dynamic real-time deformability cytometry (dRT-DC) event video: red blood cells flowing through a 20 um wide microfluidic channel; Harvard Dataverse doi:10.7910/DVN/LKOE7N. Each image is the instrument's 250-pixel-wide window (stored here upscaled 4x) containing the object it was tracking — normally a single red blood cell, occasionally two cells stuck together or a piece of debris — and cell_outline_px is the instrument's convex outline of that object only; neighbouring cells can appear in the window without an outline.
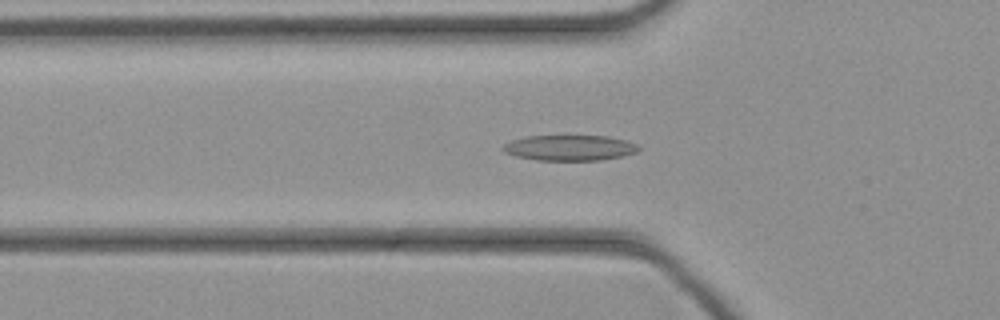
{"species": "common noctule bat (a hibernating species)", "species_latin": "Nyctalus noctula", "temperature_condition": "cold", "stored_images_in_passage": 44, "segment_of_instrument_passage": [1, 2], "camera_frame_rate_fps": 3000, "um_per_image_px": 0.085, "animal": {"sex": "female", "body_mass_g": 21.9}, "frame": {"image": 1, "passage_image": 13, "time_ms": 4.0, "image_size_px": [1000, 320], "cell_outline_px": [[640, 148], [636, 152], [620, 156], [600, 160], [536, 160], [516, 156], [504, 152], [500, 148], [504, 144], [512, 140], [524, 136], [608, 136], [628, 140], [636, 144]], "centroid_in_image_um": [48.39, 12.56], "position_along_channel_um": 77.4, "area_um2": 20.17}}
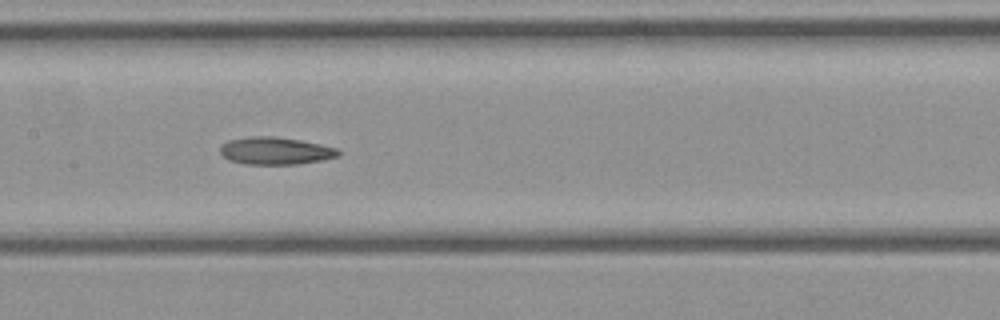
{"frame": {"image": 2, "passage_image": 20, "time_ms": 6.333, "image_size_px": [1000, 320], "cell_outline_px": [[340, 156], [324, 160], [296, 164], [244, 164], [228, 160], [220, 152], [220, 148], [228, 140], [252, 136], [276, 136], [300, 140], [320, 144], [336, 148], [340, 152]], "centroid_in_image_um": [23.43, 12.82], "position_along_channel_um": 184.0, "area_um2": 18.9}}
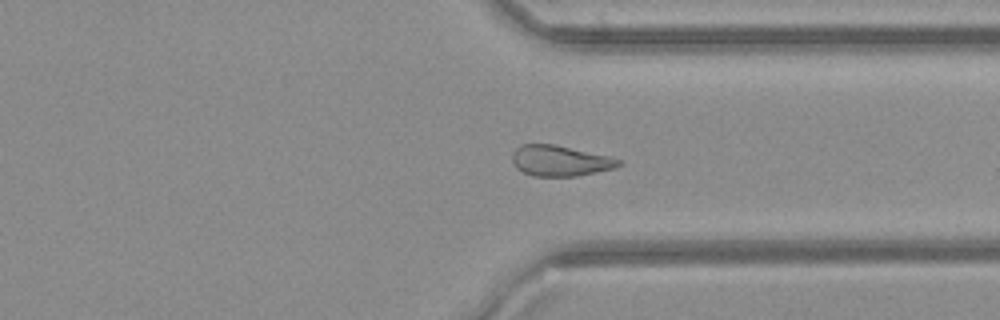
{"frame": {"image": 3, "passage_image": 32, "time_ms": 10.333, "image_size_px": [1000, 320], "cell_outline_px": [[620, 164], [612, 168], [596, 172], [576, 176], [532, 176], [516, 168], [512, 160], [512, 152], [520, 144], [556, 144], [608, 156], [620, 160]], "centroid_in_image_um": [47.54, 13.65], "position_along_channel_um": 363.9, "area_um2": 18.9}}